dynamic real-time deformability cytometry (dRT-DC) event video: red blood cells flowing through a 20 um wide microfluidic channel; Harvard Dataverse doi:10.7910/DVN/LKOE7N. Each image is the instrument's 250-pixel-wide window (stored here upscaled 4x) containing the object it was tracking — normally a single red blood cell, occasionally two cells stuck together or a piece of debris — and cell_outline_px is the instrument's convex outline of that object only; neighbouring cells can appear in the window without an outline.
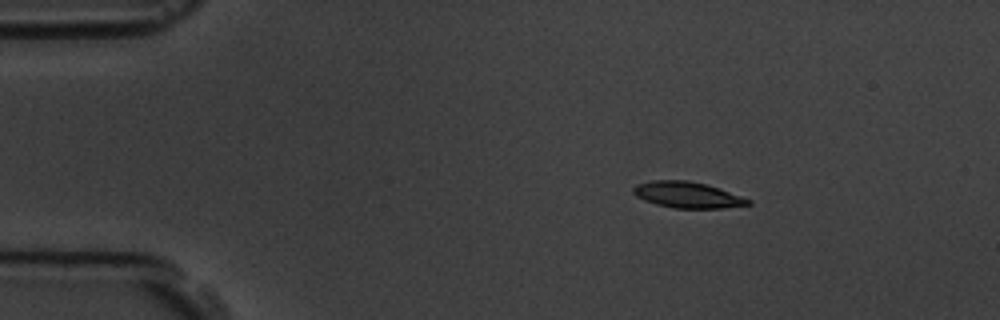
{"species": "common noctule bat (a hibernating species)", "species_latin": "Nyctalus noctula", "temperature_condition": "room temperature", "stored_images_in_passage": 4, "camera_frame_rate_fps": 3000, "um_per_image_px": 0.085, "animal": {"sex": "male", "body_mass_g": 19.5, "forearm_length_mm": 54.6}, "frame": {"image": 1, "passage_image": 2, "time_ms": 1.0, "image_size_px": [1000, 320], "cell_outline_px": [[752, 204], [720, 208], [676, 208], [656, 204], [644, 200], [636, 196], [632, 192], [632, 188], [636, 184], [652, 180], [688, 180], [704, 184], [752, 200]], "centroid_in_image_um": [58.38, 16.56], "position_along_channel_um": 26.6, "area_um2": 17.22}}